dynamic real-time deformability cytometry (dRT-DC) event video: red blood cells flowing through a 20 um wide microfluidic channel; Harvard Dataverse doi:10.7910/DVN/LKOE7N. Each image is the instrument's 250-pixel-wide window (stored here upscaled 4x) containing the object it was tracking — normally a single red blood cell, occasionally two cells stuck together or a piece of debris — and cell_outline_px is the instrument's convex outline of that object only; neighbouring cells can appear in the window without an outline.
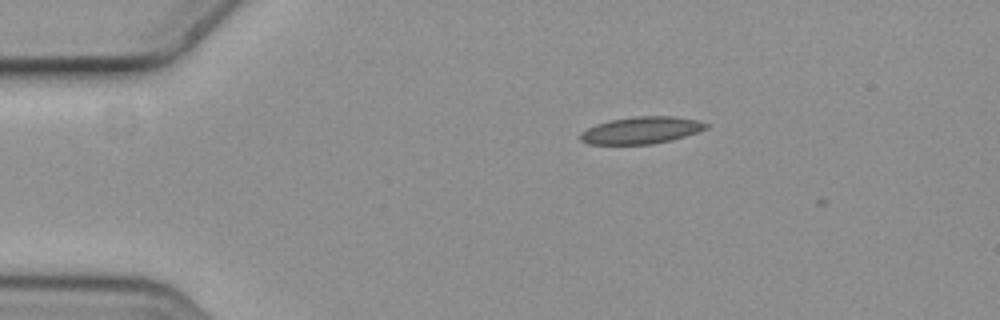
{"species": "common noctule bat (a hibernating species)", "species_latin": "Nyctalus noctula", "temperature_condition": "cold", "stored_images_in_passage": 5, "camera_frame_rate_fps": 3000, "um_per_image_px": 0.085, "animal": {"sex": "female", "body_mass_g": 19.3, "forearm_length_mm": 54.1}, "frame": {"image": 1, "passage_image": 1, "time_ms": 0.0, "image_size_px": [1000, 320], "cell_outline_px": [[708, 128], [672, 140], [652, 144], [588, 144], [580, 140], [580, 132], [596, 124], [608, 120], [636, 116], [676, 116], [696, 120], [708, 124]], "centroid_in_image_um": [54.48, 11.07], "position_along_channel_um": 30.5, "area_um2": 19.77}}
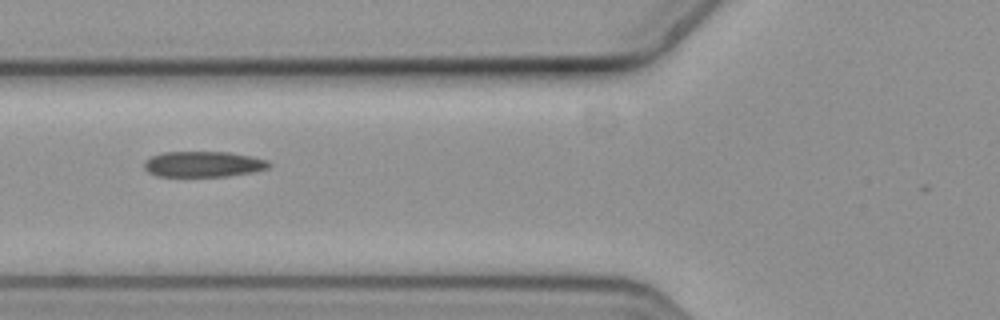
{"frame": {"image": 2, "passage_image": 4, "time_ms": 1.0, "image_size_px": [1000, 320], "cell_outline_px": [[272, 164], [268, 168], [252, 172], [228, 176], [156, 176], [148, 172], [144, 168], [144, 160], [152, 156], [164, 152], [228, 152], [252, 156], [268, 160]], "centroid_in_image_um": [17.29, 13.95], "position_along_channel_um": 108.5, "area_um2": 18.73}}
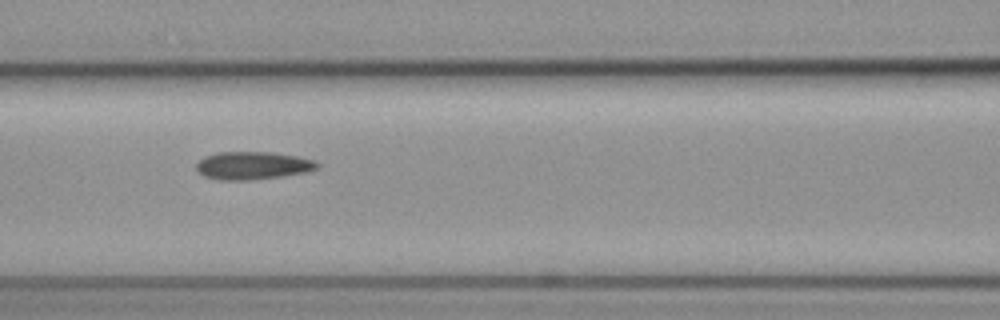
{"frame": {"image": 3, "passage_image": 5, "time_ms": 1.333, "image_size_px": [1000, 320], "cell_outline_px": [[320, 164], [316, 168], [308, 172], [284, 176], [244, 180], [220, 180], [204, 176], [196, 168], [196, 164], [204, 156], [216, 152], [272, 152], [296, 156], [316, 160]], "centroid_in_image_um": [21.5, 14.06], "position_along_channel_um": 145.1, "area_um2": 19.65}}